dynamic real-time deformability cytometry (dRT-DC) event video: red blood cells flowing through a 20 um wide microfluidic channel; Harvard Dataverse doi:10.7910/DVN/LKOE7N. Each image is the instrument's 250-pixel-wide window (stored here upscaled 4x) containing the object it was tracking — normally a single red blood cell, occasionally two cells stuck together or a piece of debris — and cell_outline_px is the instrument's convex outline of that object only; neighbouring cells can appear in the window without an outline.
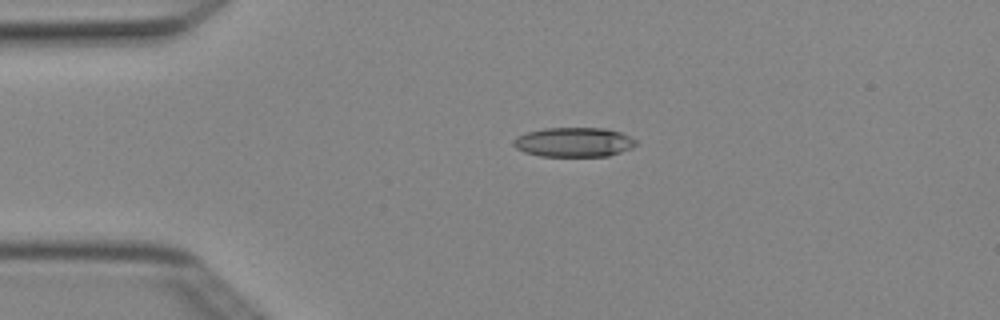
{"species": "Egyptian fruit bat (a non-hibernating species)", "species_latin": "Rousettus aegyptiacus", "temperature_condition": "cold", "stored_images_in_passage": 2, "camera_frame_rate_fps": 3000, "um_per_image_px": 0.085, "animal": {"sex": "female"}, "frame": {"image": 1, "passage_image": 1, "time_ms": 0.0, "image_size_px": [1000, 320], "cell_outline_px": [[636, 144], [632, 148], [608, 156], [540, 156], [524, 152], [516, 148], [512, 144], [512, 140], [516, 136], [528, 132], [544, 128], [604, 128], [620, 132], [636, 140]], "centroid_in_image_um": [48.74, 12.08], "position_along_channel_um": 36.3, "area_um2": 21.04}}